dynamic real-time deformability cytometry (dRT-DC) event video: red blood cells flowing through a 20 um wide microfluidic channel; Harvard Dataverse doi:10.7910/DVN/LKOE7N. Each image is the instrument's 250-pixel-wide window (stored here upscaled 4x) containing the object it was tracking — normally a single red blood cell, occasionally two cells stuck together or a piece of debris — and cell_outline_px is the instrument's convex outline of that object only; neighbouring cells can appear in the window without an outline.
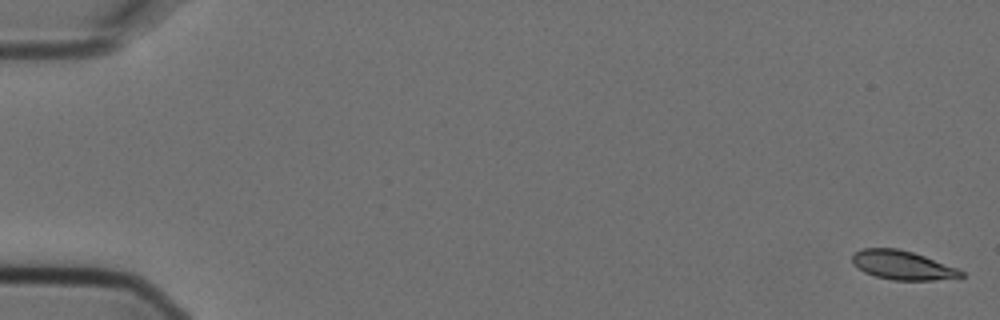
{"species": "Egyptian fruit bat (a non-hibernating species)", "species_latin": "Rousettus aegyptiacus", "temperature_condition": "cold", "stored_images_in_passage": 8, "camera_frame_rate_fps": 3000, "um_per_image_px": 0.085, "animal": {"sex": "female"}, "frame": {"image": 1, "passage_image": 1, "time_ms": 0.0, "image_size_px": [1000, 320], "cell_outline_px": [[964, 276], [932, 280], [892, 280], [876, 276], [864, 272], [856, 268], [852, 264], [852, 256], [856, 252], [864, 248], [896, 248], [912, 252], [924, 256], [956, 268], [964, 272]], "centroid_in_image_um": [76.65, 22.54], "position_along_channel_um": 8.3, "area_um2": 18.15}}
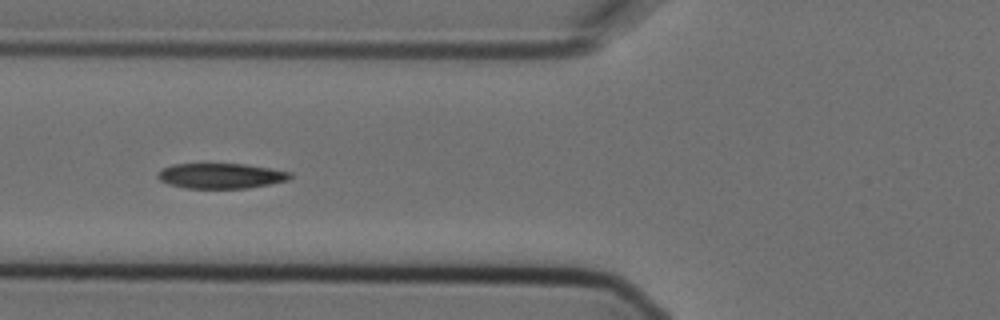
{"frame": {"image": 2, "passage_image": 6, "time_ms": 1.667, "image_size_px": [1000, 320], "cell_outline_px": [[292, 176], [288, 180], [248, 188], [184, 188], [168, 184], [160, 180], [156, 176], [164, 168], [172, 164], [244, 164], [292, 172]], "centroid_in_image_um": [18.77, 14.95], "position_along_channel_um": 107.0, "area_um2": 19.31}}
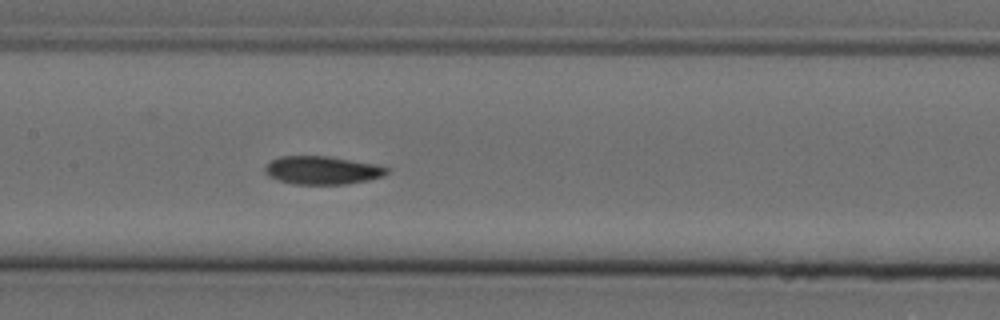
{"frame": {"image": 3, "passage_image": 8, "time_ms": 2.333, "image_size_px": [1000, 320], "cell_outline_px": [[388, 172], [384, 176], [368, 180], [344, 184], [292, 184], [268, 176], [264, 172], [264, 168], [272, 160], [280, 156], [328, 156], [376, 164], [388, 168]], "centroid_in_image_um": [27.39, 14.47], "position_along_channel_um": 180.0, "area_um2": 19.94}}